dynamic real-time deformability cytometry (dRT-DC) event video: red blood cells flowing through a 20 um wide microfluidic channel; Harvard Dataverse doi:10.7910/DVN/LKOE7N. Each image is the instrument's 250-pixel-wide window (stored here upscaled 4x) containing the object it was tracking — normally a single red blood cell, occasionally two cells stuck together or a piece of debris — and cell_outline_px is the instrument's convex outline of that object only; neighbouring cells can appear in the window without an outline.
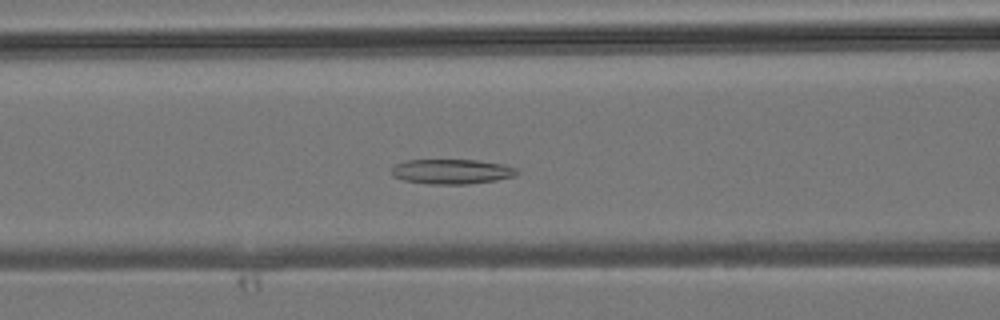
{"species": "common noctule bat (a hibernating species)", "species_latin": "Nyctalus noctula", "temperature_condition": "room temperature", "stored_images_in_passage": 41, "camera_frame_rate_fps": 3000, "um_per_image_px": 0.085, "animal": {"sex": "male", "body_mass_g": 19.2, "forearm_length_mm": 51.8}, "frame": {"image": 1, "passage_image": 16, "time_ms": 5.0, "image_size_px": [1000, 320], "cell_outline_px": [[520, 172], [516, 176], [496, 180], [468, 184], [428, 184], [404, 180], [392, 176], [392, 168], [396, 164], [408, 160], [476, 160], [504, 164], [516, 168]], "centroid_in_image_um": [38.43, 14.58], "position_along_channel_um": 128.2, "area_um2": 18.21}}
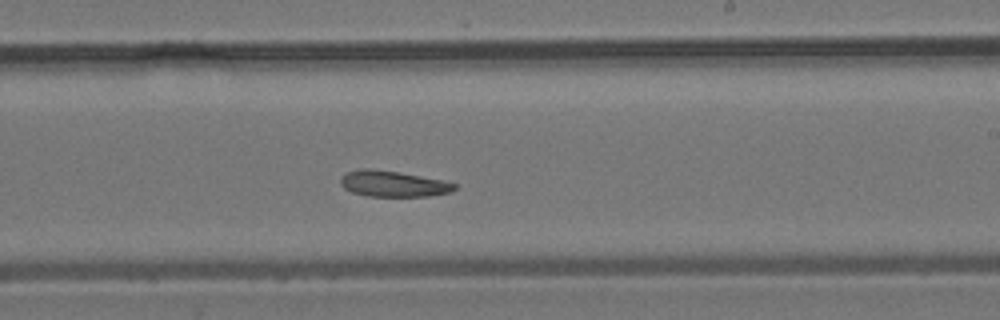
{"frame": {"image": 2, "passage_image": 24, "time_ms": 7.667, "image_size_px": [1000, 320], "cell_outline_px": [[456, 188], [452, 192], [428, 196], [368, 196], [352, 192], [344, 188], [340, 184], [340, 176], [348, 172], [360, 168], [372, 168], [400, 172], [440, 180], [456, 184]], "centroid_in_image_um": [33.37, 15.61], "position_along_channel_um": 255.6, "area_um2": 17.22}}
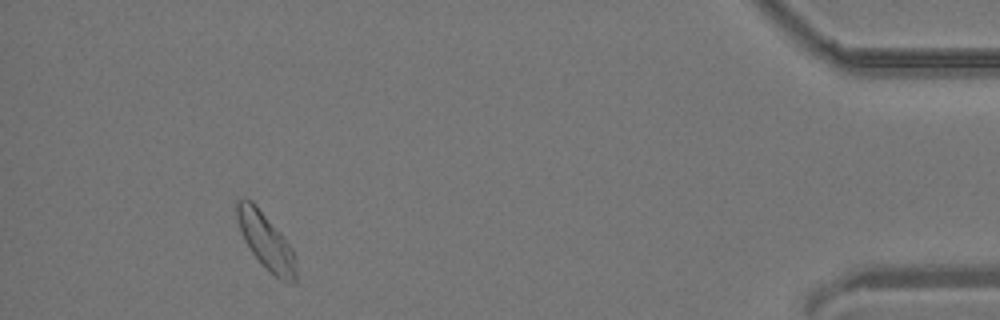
{"frame": {"image": 3, "passage_image": 38, "time_ms": 12.333, "image_size_px": [1000, 320], "cell_outline_px": [[296, 280], [292, 284], [280, 280], [252, 252], [244, 240], [240, 232], [236, 220], [236, 200], [244, 196], [252, 200], [292, 248], [296, 260]], "centroid_in_image_um": [22.57, 20.45], "position_along_channel_um": 412.6, "area_um2": 19.02}}